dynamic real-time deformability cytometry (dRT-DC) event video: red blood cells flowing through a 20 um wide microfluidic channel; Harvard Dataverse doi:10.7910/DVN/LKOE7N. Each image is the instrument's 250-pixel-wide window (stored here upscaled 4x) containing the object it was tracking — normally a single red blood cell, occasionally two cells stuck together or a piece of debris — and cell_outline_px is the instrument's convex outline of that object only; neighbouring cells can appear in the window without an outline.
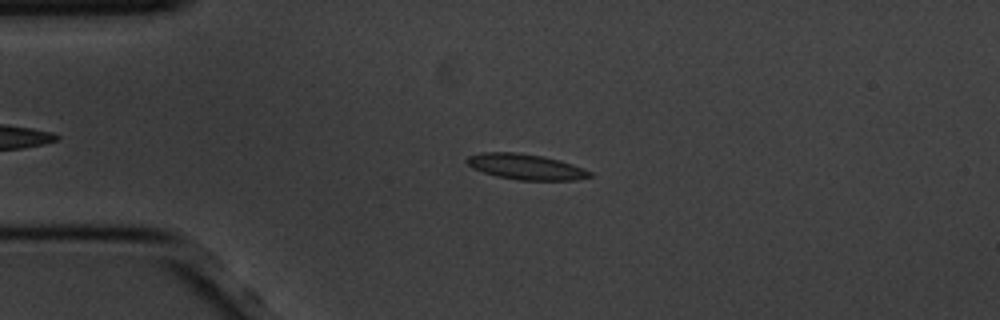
{"species": "common noctule bat (a hibernating species)", "species_latin": "Nyctalus noctula", "temperature_condition": "cold", "stored_images_in_passage": 49, "camera_frame_rate_fps": 3000, "um_per_image_px": 0.085, "animal": {"sex": "male", "body_mass_g": 20.1, "forearm_length_mm": 53.5}, "frame": {"image": 1, "passage_image": 13, "time_ms": 4.0, "image_size_px": [1000, 320], "cell_outline_px": [[592, 176], [576, 180], [520, 180], [496, 176], [472, 168], [468, 164], [468, 156], [480, 152], [516, 152], [540, 156], [560, 160], [572, 164], [592, 172]], "centroid_in_image_um": [44.69, 14.17], "position_along_channel_um": 40.3, "area_um2": 18.15}}
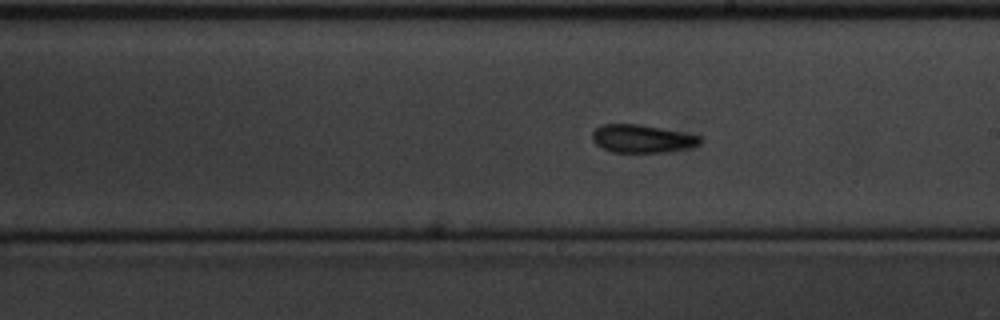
{"frame": {"image": 2, "passage_image": 32, "time_ms": 10.333, "image_size_px": [1000, 320], "cell_outline_px": [[704, 140], [700, 144], [688, 148], [668, 152], [612, 152], [596, 144], [592, 140], [592, 132], [596, 128], [604, 124], [640, 124], [700, 136]], "centroid_in_image_um": [54.58, 11.79], "position_along_channel_um": 234.4, "area_um2": 17.51}}
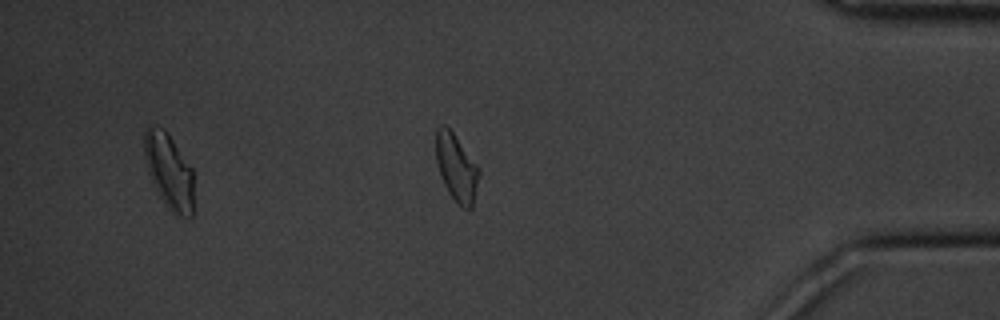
{"frame": {"image": 3, "passage_image": 49, "time_ms": 16.0, "image_size_px": [1000, 320], "cell_outline_px": [[480, 172], [472, 208], [464, 208], [448, 192], [440, 176], [436, 160], [436, 128], [440, 124], [444, 124], [452, 132], [480, 168]], "centroid_in_image_um": [38.79, 14.22], "position_along_channel_um": 396.4, "area_um2": 16.65}, "authors_computed_cell_mechanics": {"area_um2": 17.34, "velocity_mm_per_s": 3.4406, "shape_relaxation_time_tau1_ms": 6.5545, "shape_relaxation_time_tau2_ms": 4.8776, "deformation_change_tau1": 0.1337, "deformation_change_tau2": 0.1088}}